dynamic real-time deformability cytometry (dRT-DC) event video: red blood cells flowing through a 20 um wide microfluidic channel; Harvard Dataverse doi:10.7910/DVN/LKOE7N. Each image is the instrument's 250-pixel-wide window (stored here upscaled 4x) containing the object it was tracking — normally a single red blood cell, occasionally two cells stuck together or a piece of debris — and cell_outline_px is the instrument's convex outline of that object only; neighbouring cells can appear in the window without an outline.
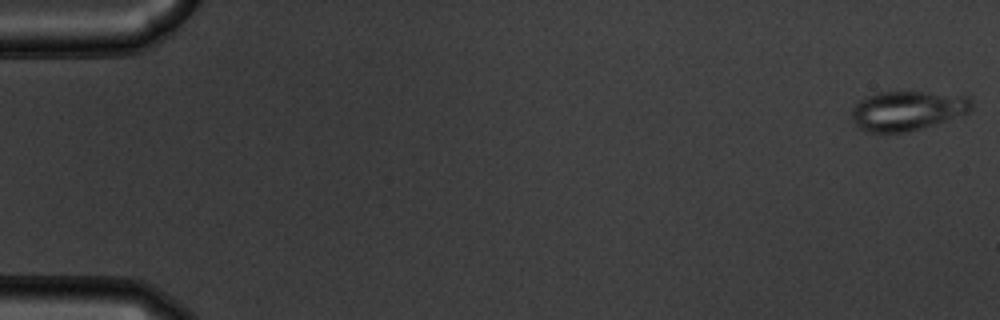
{"species": "common noctule bat (a hibernating species)", "species_latin": "Nyctalus noctula", "temperature_condition": "warm", "stored_images_in_passage": 54, "camera_frame_rate_fps": 3000, "um_per_image_px": 0.085, "animal": {"sex": "male", "body_mass_g": 19.5, "forearm_length_mm": 54.6}, "frame": {"image": 1, "passage_image": 1, "time_ms": 0.0, "image_size_px": [1000, 320], "cell_outline_px": [[972, 108], [968, 112], [948, 120], [920, 128], [904, 132], [868, 132], [856, 128], [852, 116], [852, 104], [864, 96], [876, 92], [920, 92], [972, 96]], "centroid_in_image_um": [77.07, 9.39], "position_along_channel_um": 7.9, "area_um2": 27.8}}
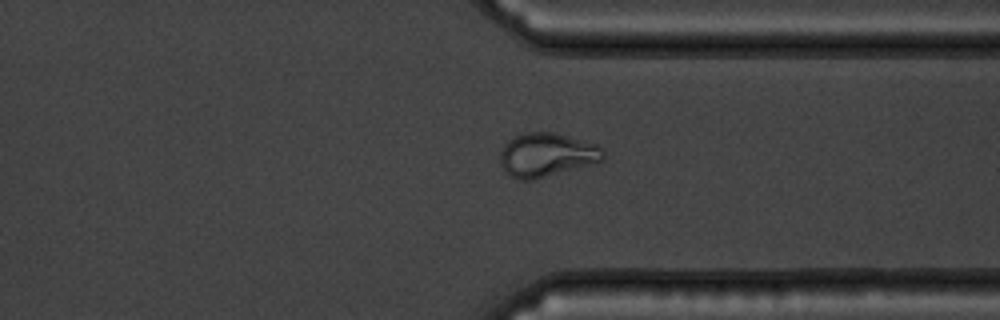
{"frame": {"image": 2, "passage_image": 42, "time_ms": 13.667, "image_size_px": [1000, 320], "cell_outline_px": [[604, 160], [536, 180], [520, 180], [512, 176], [500, 164], [500, 152], [504, 144], [508, 140], [516, 136], [528, 132], [552, 132], [596, 144], [604, 148]], "centroid_in_image_um": [46.47, 13.17], "position_along_channel_um": 364.9, "area_um2": 26.18}}
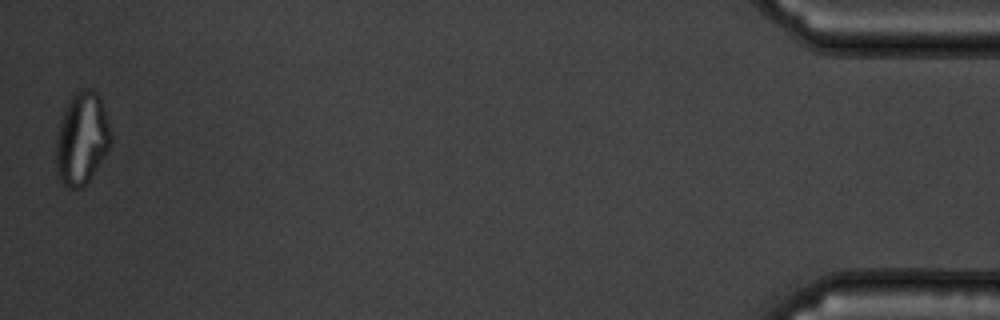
{"frame": {"image": 3, "passage_image": 54, "time_ms": 17.667, "image_size_px": [1000, 320], "cell_outline_px": [[112, 140], [104, 156], [88, 180], [80, 188], [68, 188], [56, 176], [56, 136], [60, 120], [68, 100], [80, 88], [88, 88], [96, 92], [100, 96], [108, 120], [112, 136]], "centroid_in_image_um": [6.94, 11.75], "position_along_channel_um": 428.3, "area_um2": 29.54}}